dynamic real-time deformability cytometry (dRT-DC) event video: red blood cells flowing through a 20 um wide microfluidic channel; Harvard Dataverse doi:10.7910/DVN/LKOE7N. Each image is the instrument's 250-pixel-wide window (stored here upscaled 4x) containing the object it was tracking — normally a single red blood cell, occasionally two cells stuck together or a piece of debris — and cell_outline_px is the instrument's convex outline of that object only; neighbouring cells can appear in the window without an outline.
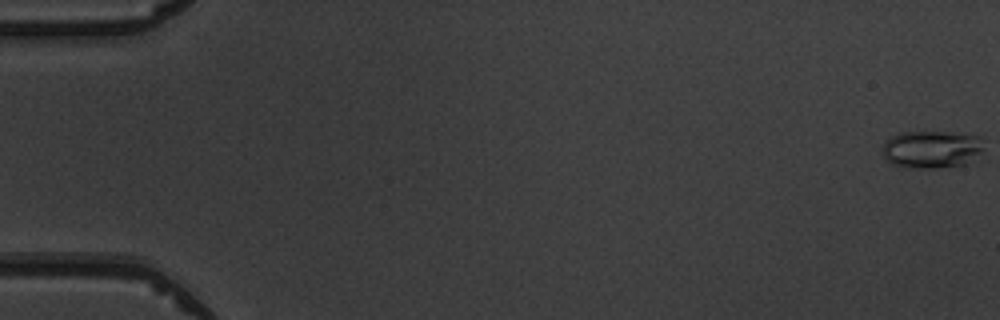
{"species": "common noctule bat (a hibernating species)", "species_latin": "Nyctalus noctula", "temperature_condition": "warm", "stored_images_in_passage": 5, "camera_frame_rate_fps": 3000, "um_per_image_px": 0.085, "animal": {"sex": "male", "body_mass_g": 19.5, "forearm_length_mm": 54.6}, "frame": {"image": 1, "passage_image": 1, "time_ms": 0.0, "image_size_px": [1000, 320], "cell_outline_px": [[984, 148], [980, 152], [964, 164], [936, 168], [912, 168], [892, 164], [884, 156], [880, 148], [892, 136], [900, 132], [948, 132], [980, 136]], "centroid_in_image_um": [79.16, 12.68], "position_along_channel_um": 5.8, "area_um2": 22.02}}